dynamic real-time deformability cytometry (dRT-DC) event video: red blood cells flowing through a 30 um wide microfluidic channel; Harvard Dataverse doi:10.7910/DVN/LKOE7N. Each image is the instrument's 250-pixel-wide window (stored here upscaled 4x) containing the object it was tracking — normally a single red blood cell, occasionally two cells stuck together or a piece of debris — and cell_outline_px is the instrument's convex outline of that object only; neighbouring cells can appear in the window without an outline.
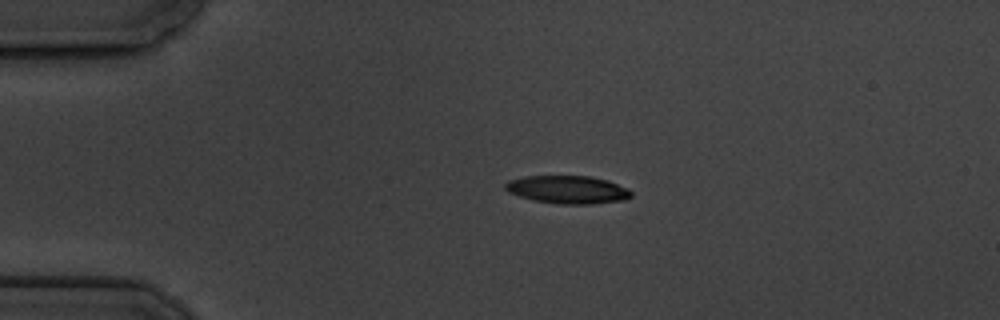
{"species": "common noctule bat (a hibernating species)", "species_latin": "Nyctalus noctula", "temperature_condition": "cold", "stored_images_in_passage": 2, "camera_frame_rate_fps": 3000, "um_per_image_px": 0.085, "animal": {"sex": "male", "body_mass_g": 19.5, "forearm_length_mm": 54.6}, "frame": {"image": 1, "passage_image": 1, "time_ms": 0.0, "image_size_px": [1000, 320], "cell_outline_px": [[632, 196], [624, 200], [592, 204], [560, 204], [532, 200], [508, 192], [504, 188], [504, 184], [508, 180], [524, 176], [592, 176], [608, 180], [628, 188], [632, 192]], "centroid_in_image_um": [48.25, 16.11], "position_along_channel_um": 36.7, "area_um2": 20.69}}